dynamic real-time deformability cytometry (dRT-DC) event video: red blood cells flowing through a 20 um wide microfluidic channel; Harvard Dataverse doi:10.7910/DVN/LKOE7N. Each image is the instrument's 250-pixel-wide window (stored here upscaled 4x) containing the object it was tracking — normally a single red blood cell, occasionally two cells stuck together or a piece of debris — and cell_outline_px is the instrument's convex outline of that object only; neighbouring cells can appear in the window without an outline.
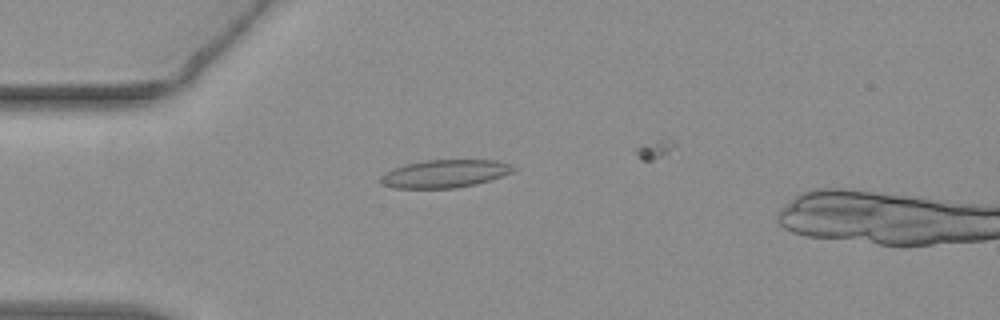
{"species": "common noctule bat (a hibernating species)", "species_latin": "Nyctalus noctula", "temperature_condition": "warm", "stored_images_in_passage": 31, "camera_frame_rate_fps": 3000, "um_per_image_px": 0.085, "animal": {"sex": "female", "body_mass_g": 19.3, "forearm_length_mm": 54.1}, "frame": {"image": 1, "passage_image": 15, "time_ms": 4.667, "image_size_px": [1000, 320], "cell_outline_px": [[516, 168], [512, 172], [476, 184], [456, 188], [392, 188], [380, 184], [380, 176], [384, 172], [404, 164], [424, 160], [496, 160], [508, 164]], "centroid_in_image_um": [37.73, 14.76], "position_along_channel_um": 47.3, "area_um2": 21.56}}
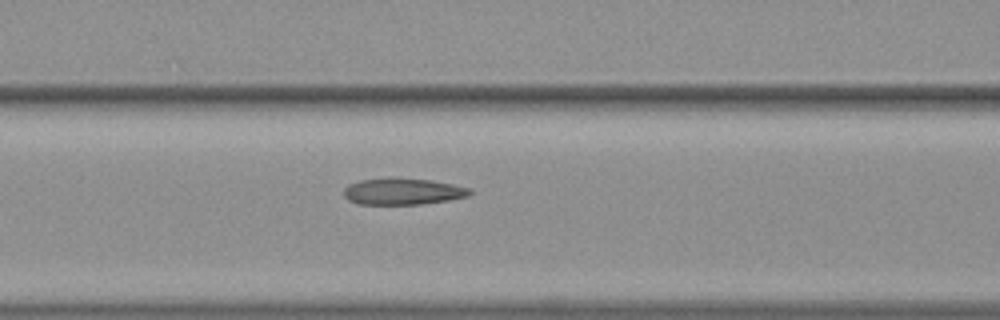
{"frame": {"image": 2, "passage_image": 23, "time_ms": 7.333, "image_size_px": [1000, 320], "cell_outline_px": [[472, 196], [448, 200], [420, 204], [356, 204], [348, 200], [344, 196], [344, 188], [348, 184], [360, 180], [388, 176], [392, 176], [428, 180], [452, 184], [472, 188]], "centroid_in_image_um": [34.23, 16.25], "position_along_channel_um": 132.4, "area_um2": 19.94}}
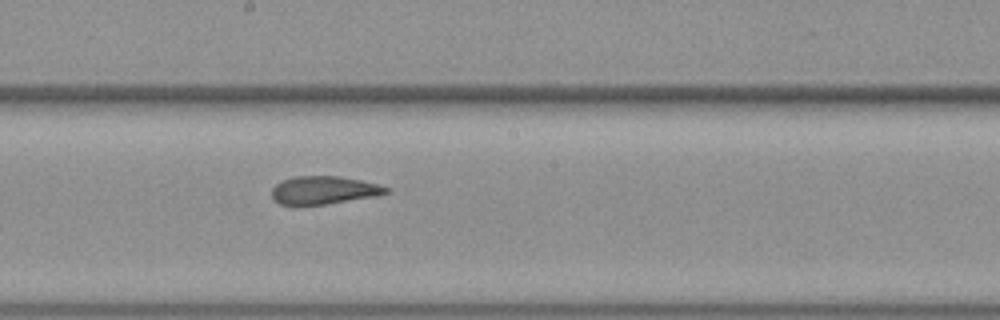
{"frame": {"image": 3, "passage_image": 30, "time_ms": 9.667, "image_size_px": [1000, 320], "cell_outline_px": [[388, 192], [376, 196], [324, 204], [296, 208], [280, 204], [272, 200], [272, 188], [276, 184], [284, 180], [296, 176], [340, 176], [380, 184], [388, 188]], "centroid_in_image_um": [27.45, 16.2], "position_along_channel_um": 220.7, "area_um2": 19.07}}